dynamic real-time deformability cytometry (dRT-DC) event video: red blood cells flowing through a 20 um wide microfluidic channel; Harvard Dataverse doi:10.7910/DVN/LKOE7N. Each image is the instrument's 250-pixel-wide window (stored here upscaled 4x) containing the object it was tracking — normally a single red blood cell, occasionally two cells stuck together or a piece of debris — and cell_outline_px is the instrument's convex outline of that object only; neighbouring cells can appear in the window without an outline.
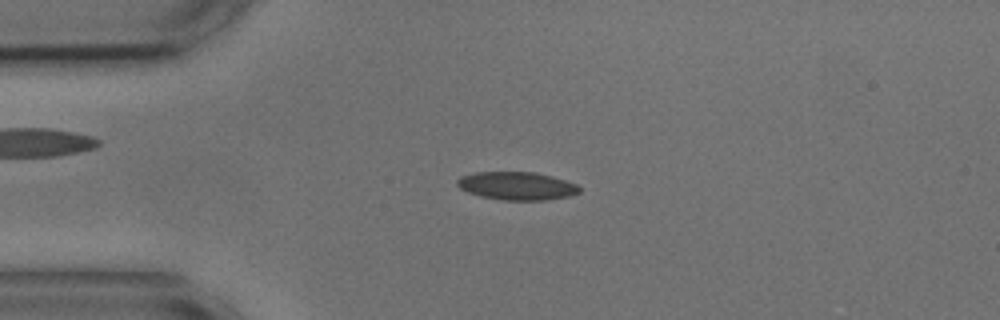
{"species": "common noctule bat (a hibernating species)", "species_latin": "Nyctalus noctula", "temperature_condition": "cold", "stored_images_in_passage": 54, "camera_frame_rate_fps": 3000, "um_per_image_px": 0.085, "animal": {"sex": "male", "body_mass_g": 17.9, "forearm_length_mm": 54.2}, "frame": {"image": 1, "passage_image": 12, "time_ms": 3.667, "image_size_px": [1000, 320], "cell_outline_px": [[580, 192], [568, 196], [544, 200], [504, 200], [480, 196], [468, 192], [460, 188], [456, 184], [456, 180], [460, 176], [476, 172], [536, 172], [552, 176], [576, 184], [580, 188]], "centroid_in_image_um": [43.9, 15.79], "position_along_channel_um": 41.1, "area_um2": 19.94}}
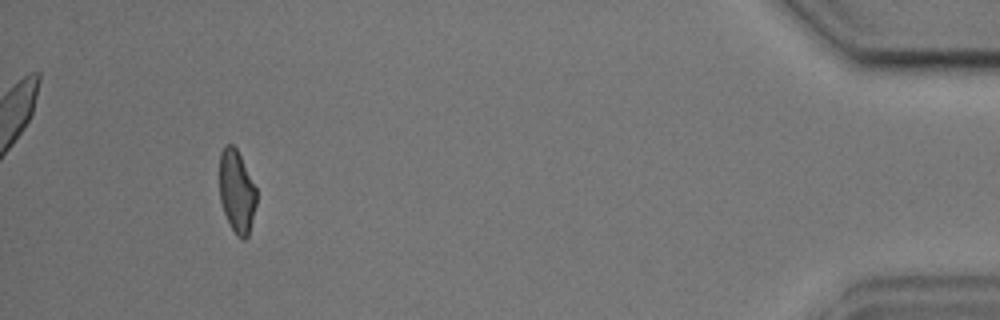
{"frame": {"image": 2, "passage_image": 50, "time_ms": 16.333, "image_size_px": [1000, 320], "cell_outline_px": [[256, 204], [248, 236], [244, 240], [240, 240], [236, 236], [224, 212], [220, 200], [220, 152], [224, 144], [232, 144], [236, 148], [256, 188]], "centroid_in_image_um": [20.11, 16.28], "position_along_channel_um": 415.1, "area_um2": 17.69}, "authors_computed_cell_mechanics": {"area_um2": 19.4786, "velocity_mm_per_s": 3.6633, "shape_relaxation_time_tau1_ms": 3.562, "shape_relaxation_time_tau2_ms": 2.2266, "deformation_change_tau1": 0.1143, "deformation_change_tau2": 0.0718}}